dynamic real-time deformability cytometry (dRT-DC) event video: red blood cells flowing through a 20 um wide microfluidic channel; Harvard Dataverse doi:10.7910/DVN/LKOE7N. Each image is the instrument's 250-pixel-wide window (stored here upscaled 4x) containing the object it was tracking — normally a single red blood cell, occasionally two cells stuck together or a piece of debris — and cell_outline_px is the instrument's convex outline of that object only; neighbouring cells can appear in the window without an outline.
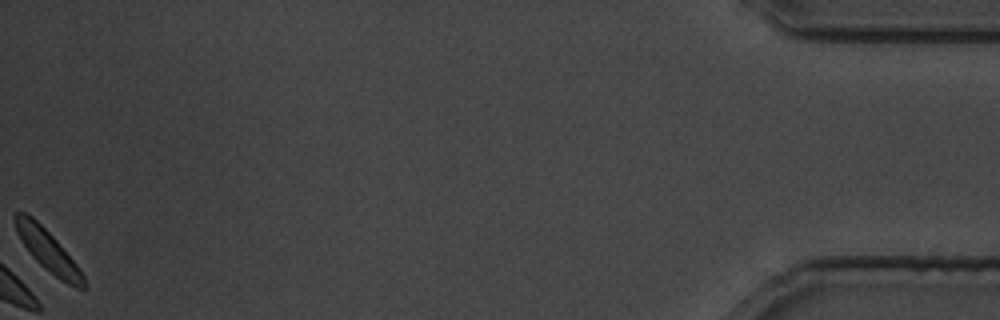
{"species": "common noctule bat (a hibernating species)", "species_latin": "Nyctalus noctula", "temperature_condition": "cold", "stored_images_in_passage": 27, "camera_frame_rate_fps": 3000, "um_per_image_px": 0.085, "animal": {"sex": "male", "body_mass_g": 19.5, "forearm_length_mm": 54.6}, "frame": {"image": 1, "passage_image": 27, "time_ms": 32.333, "image_size_px": [1000, 320], "cell_outline_px": [[84, 288], [76, 288], [60, 280], [40, 264], [32, 256], [20, 240], [16, 232], [12, 220], [12, 212], [24, 212], [32, 216], [56, 240], [80, 268], [84, 276]], "centroid_in_image_um": [4.0, 21.25], "position_along_channel_um": 431.2, "area_um2": 16.47}}